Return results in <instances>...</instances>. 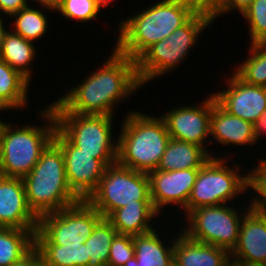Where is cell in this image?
Instances as JSON below:
<instances>
[{"instance_id":"obj_10","label":"cell","mask_w":266,"mask_h":266,"mask_svg":"<svg viewBox=\"0 0 266 266\" xmlns=\"http://www.w3.org/2000/svg\"><path fill=\"white\" fill-rule=\"evenodd\" d=\"M87 201L107 218L114 210L137 201H151L148 173L119 165L107 166L98 187Z\"/></svg>"},{"instance_id":"obj_40","label":"cell","mask_w":266,"mask_h":266,"mask_svg":"<svg viewBox=\"0 0 266 266\" xmlns=\"http://www.w3.org/2000/svg\"><path fill=\"white\" fill-rule=\"evenodd\" d=\"M32 266H45L38 258V255L34 252L32 254Z\"/></svg>"},{"instance_id":"obj_2","label":"cell","mask_w":266,"mask_h":266,"mask_svg":"<svg viewBox=\"0 0 266 266\" xmlns=\"http://www.w3.org/2000/svg\"><path fill=\"white\" fill-rule=\"evenodd\" d=\"M204 0H160L119 23L114 48L136 61L150 46L184 25Z\"/></svg>"},{"instance_id":"obj_42","label":"cell","mask_w":266,"mask_h":266,"mask_svg":"<svg viewBox=\"0 0 266 266\" xmlns=\"http://www.w3.org/2000/svg\"><path fill=\"white\" fill-rule=\"evenodd\" d=\"M16 266H32V255L25 261H23L21 264H18Z\"/></svg>"},{"instance_id":"obj_32","label":"cell","mask_w":266,"mask_h":266,"mask_svg":"<svg viewBox=\"0 0 266 266\" xmlns=\"http://www.w3.org/2000/svg\"><path fill=\"white\" fill-rule=\"evenodd\" d=\"M248 170V190L254 191L255 197L249 199L250 209L261 214H266V167L260 162ZM255 167V168H254ZM258 194V195H257ZM259 197V198H258Z\"/></svg>"},{"instance_id":"obj_23","label":"cell","mask_w":266,"mask_h":266,"mask_svg":"<svg viewBox=\"0 0 266 266\" xmlns=\"http://www.w3.org/2000/svg\"><path fill=\"white\" fill-rule=\"evenodd\" d=\"M37 229L0 228V266L21 264L35 252Z\"/></svg>"},{"instance_id":"obj_30","label":"cell","mask_w":266,"mask_h":266,"mask_svg":"<svg viewBox=\"0 0 266 266\" xmlns=\"http://www.w3.org/2000/svg\"><path fill=\"white\" fill-rule=\"evenodd\" d=\"M101 10L96 0H63L55 12H60L68 20L87 23L95 20Z\"/></svg>"},{"instance_id":"obj_25","label":"cell","mask_w":266,"mask_h":266,"mask_svg":"<svg viewBox=\"0 0 266 266\" xmlns=\"http://www.w3.org/2000/svg\"><path fill=\"white\" fill-rule=\"evenodd\" d=\"M30 81L0 59V109L27 107Z\"/></svg>"},{"instance_id":"obj_28","label":"cell","mask_w":266,"mask_h":266,"mask_svg":"<svg viewBox=\"0 0 266 266\" xmlns=\"http://www.w3.org/2000/svg\"><path fill=\"white\" fill-rule=\"evenodd\" d=\"M118 234L112 224L103 218L94 228L92 235L85 241L89 262L87 266H106L113 239Z\"/></svg>"},{"instance_id":"obj_6","label":"cell","mask_w":266,"mask_h":266,"mask_svg":"<svg viewBox=\"0 0 266 266\" xmlns=\"http://www.w3.org/2000/svg\"><path fill=\"white\" fill-rule=\"evenodd\" d=\"M47 108V109H46ZM39 113L44 125L9 123L0 146V175L23 178L33 169L57 129L51 105ZM45 119V120H44Z\"/></svg>"},{"instance_id":"obj_22","label":"cell","mask_w":266,"mask_h":266,"mask_svg":"<svg viewBox=\"0 0 266 266\" xmlns=\"http://www.w3.org/2000/svg\"><path fill=\"white\" fill-rule=\"evenodd\" d=\"M215 153L193 143L170 139L156 170L200 169Z\"/></svg>"},{"instance_id":"obj_39","label":"cell","mask_w":266,"mask_h":266,"mask_svg":"<svg viewBox=\"0 0 266 266\" xmlns=\"http://www.w3.org/2000/svg\"><path fill=\"white\" fill-rule=\"evenodd\" d=\"M8 123H10V122L1 121V118H0V146H1V143H2V140L4 137L5 130L9 125Z\"/></svg>"},{"instance_id":"obj_20","label":"cell","mask_w":266,"mask_h":266,"mask_svg":"<svg viewBox=\"0 0 266 266\" xmlns=\"http://www.w3.org/2000/svg\"><path fill=\"white\" fill-rule=\"evenodd\" d=\"M158 232L154 229L151 232L133 236L135 256L124 266H174L175 239L171 238L173 241L167 243V240L160 238Z\"/></svg>"},{"instance_id":"obj_26","label":"cell","mask_w":266,"mask_h":266,"mask_svg":"<svg viewBox=\"0 0 266 266\" xmlns=\"http://www.w3.org/2000/svg\"><path fill=\"white\" fill-rule=\"evenodd\" d=\"M35 253L45 266H87L85 243L79 245L35 244Z\"/></svg>"},{"instance_id":"obj_24","label":"cell","mask_w":266,"mask_h":266,"mask_svg":"<svg viewBox=\"0 0 266 266\" xmlns=\"http://www.w3.org/2000/svg\"><path fill=\"white\" fill-rule=\"evenodd\" d=\"M35 46L34 42L24 39L12 30H8L3 38L0 59L31 82L34 73L31 71V64L35 61L37 55ZM30 66L31 68H29Z\"/></svg>"},{"instance_id":"obj_36","label":"cell","mask_w":266,"mask_h":266,"mask_svg":"<svg viewBox=\"0 0 266 266\" xmlns=\"http://www.w3.org/2000/svg\"><path fill=\"white\" fill-rule=\"evenodd\" d=\"M253 132L255 137V142L266 134V111L261 114V116L253 123Z\"/></svg>"},{"instance_id":"obj_5","label":"cell","mask_w":266,"mask_h":266,"mask_svg":"<svg viewBox=\"0 0 266 266\" xmlns=\"http://www.w3.org/2000/svg\"><path fill=\"white\" fill-rule=\"evenodd\" d=\"M214 23L203 5L184 25L167 38L150 46L137 60L136 73L141 86L171 73L186 60L204 29Z\"/></svg>"},{"instance_id":"obj_4","label":"cell","mask_w":266,"mask_h":266,"mask_svg":"<svg viewBox=\"0 0 266 266\" xmlns=\"http://www.w3.org/2000/svg\"><path fill=\"white\" fill-rule=\"evenodd\" d=\"M28 206L39 218L76 204L81 199L67 182L61 148L52 140L23 178Z\"/></svg>"},{"instance_id":"obj_43","label":"cell","mask_w":266,"mask_h":266,"mask_svg":"<svg viewBox=\"0 0 266 266\" xmlns=\"http://www.w3.org/2000/svg\"><path fill=\"white\" fill-rule=\"evenodd\" d=\"M226 266H244L243 264L241 263H238L236 261H233V260H230Z\"/></svg>"},{"instance_id":"obj_15","label":"cell","mask_w":266,"mask_h":266,"mask_svg":"<svg viewBox=\"0 0 266 266\" xmlns=\"http://www.w3.org/2000/svg\"><path fill=\"white\" fill-rule=\"evenodd\" d=\"M224 78L228 88L212 92L216 102L231 115L253 124L266 111V87L245 83L235 73Z\"/></svg>"},{"instance_id":"obj_11","label":"cell","mask_w":266,"mask_h":266,"mask_svg":"<svg viewBox=\"0 0 266 266\" xmlns=\"http://www.w3.org/2000/svg\"><path fill=\"white\" fill-rule=\"evenodd\" d=\"M103 218L87 200H80L74 205L39 217L35 244L65 246L85 243Z\"/></svg>"},{"instance_id":"obj_7","label":"cell","mask_w":266,"mask_h":266,"mask_svg":"<svg viewBox=\"0 0 266 266\" xmlns=\"http://www.w3.org/2000/svg\"><path fill=\"white\" fill-rule=\"evenodd\" d=\"M227 157L231 160L228 155L219 157L215 154L199 169L187 202V213L199 207L223 205L229 202L235 204L233 200L235 197L238 199L237 196L247 193L248 174H243L241 166L237 164L234 168L228 166L230 164L227 163L229 161Z\"/></svg>"},{"instance_id":"obj_44","label":"cell","mask_w":266,"mask_h":266,"mask_svg":"<svg viewBox=\"0 0 266 266\" xmlns=\"http://www.w3.org/2000/svg\"><path fill=\"white\" fill-rule=\"evenodd\" d=\"M256 161H260L266 167V160L264 158Z\"/></svg>"},{"instance_id":"obj_3","label":"cell","mask_w":266,"mask_h":266,"mask_svg":"<svg viewBox=\"0 0 266 266\" xmlns=\"http://www.w3.org/2000/svg\"><path fill=\"white\" fill-rule=\"evenodd\" d=\"M126 114L117 135V163L145 173L156 170L171 139L164 119L133 110Z\"/></svg>"},{"instance_id":"obj_21","label":"cell","mask_w":266,"mask_h":266,"mask_svg":"<svg viewBox=\"0 0 266 266\" xmlns=\"http://www.w3.org/2000/svg\"><path fill=\"white\" fill-rule=\"evenodd\" d=\"M159 214L151 201H137V204H128L114 210L106 219L118 234L136 236L154 230L155 221L151 223V220Z\"/></svg>"},{"instance_id":"obj_38","label":"cell","mask_w":266,"mask_h":266,"mask_svg":"<svg viewBox=\"0 0 266 266\" xmlns=\"http://www.w3.org/2000/svg\"><path fill=\"white\" fill-rule=\"evenodd\" d=\"M5 25H6V23H4V20L0 15V52L2 49V43H3L4 35L8 31L7 28L5 27Z\"/></svg>"},{"instance_id":"obj_12","label":"cell","mask_w":266,"mask_h":266,"mask_svg":"<svg viewBox=\"0 0 266 266\" xmlns=\"http://www.w3.org/2000/svg\"><path fill=\"white\" fill-rule=\"evenodd\" d=\"M53 141L61 148L70 189L81 200H87L98 187L107 166L93 155L81 152L58 128Z\"/></svg>"},{"instance_id":"obj_14","label":"cell","mask_w":266,"mask_h":266,"mask_svg":"<svg viewBox=\"0 0 266 266\" xmlns=\"http://www.w3.org/2000/svg\"><path fill=\"white\" fill-rule=\"evenodd\" d=\"M198 172L199 169L188 168L173 171L153 170L148 173L151 202L154 208L161 213V216L162 209L170 204L171 207L180 208L177 211L182 209L187 214V202Z\"/></svg>"},{"instance_id":"obj_34","label":"cell","mask_w":266,"mask_h":266,"mask_svg":"<svg viewBox=\"0 0 266 266\" xmlns=\"http://www.w3.org/2000/svg\"><path fill=\"white\" fill-rule=\"evenodd\" d=\"M253 0H204V5L207 7L213 21L217 20L218 16L229 14L232 10H238L242 14L251 4Z\"/></svg>"},{"instance_id":"obj_18","label":"cell","mask_w":266,"mask_h":266,"mask_svg":"<svg viewBox=\"0 0 266 266\" xmlns=\"http://www.w3.org/2000/svg\"><path fill=\"white\" fill-rule=\"evenodd\" d=\"M210 137L220 146L223 145L222 147L237 145L241 148L248 145L255 148L256 146L253 124L228 113L216 102L213 94Z\"/></svg>"},{"instance_id":"obj_1","label":"cell","mask_w":266,"mask_h":266,"mask_svg":"<svg viewBox=\"0 0 266 266\" xmlns=\"http://www.w3.org/2000/svg\"><path fill=\"white\" fill-rule=\"evenodd\" d=\"M112 51L99 69L50 103L54 113L114 116L118 103L126 101L142 87L136 61L115 48Z\"/></svg>"},{"instance_id":"obj_31","label":"cell","mask_w":266,"mask_h":266,"mask_svg":"<svg viewBox=\"0 0 266 266\" xmlns=\"http://www.w3.org/2000/svg\"><path fill=\"white\" fill-rule=\"evenodd\" d=\"M241 15L249 23L250 44L266 42V0H253Z\"/></svg>"},{"instance_id":"obj_19","label":"cell","mask_w":266,"mask_h":266,"mask_svg":"<svg viewBox=\"0 0 266 266\" xmlns=\"http://www.w3.org/2000/svg\"><path fill=\"white\" fill-rule=\"evenodd\" d=\"M173 237L174 266H226L231 260L228 250L195 241L181 230L176 235L173 234Z\"/></svg>"},{"instance_id":"obj_9","label":"cell","mask_w":266,"mask_h":266,"mask_svg":"<svg viewBox=\"0 0 266 266\" xmlns=\"http://www.w3.org/2000/svg\"><path fill=\"white\" fill-rule=\"evenodd\" d=\"M244 208L243 211L231 204L199 207L184 214L187 225L183 228L179 226V230L195 241L221 247L231 253L237 246L241 221L250 206Z\"/></svg>"},{"instance_id":"obj_35","label":"cell","mask_w":266,"mask_h":266,"mask_svg":"<svg viewBox=\"0 0 266 266\" xmlns=\"http://www.w3.org/2000/svg\"><path fill=\"white\" fill-rule=\"evenodd\" d=\"M30 0H0V14H6L8 18L21 9L26 8Z\"/></svg>"},{"instance_id":"obj_13","label":"cell","mask_w":266,"mask_h":266,"mask_svg":"<svg viewBox=\"0 0 266 266\" xmlns=\"http://www.w3.org/2000/svg\"><path fill=\"white\" fill-rule=\"evenodd\" d=\"M207 97L201 101L202 104H197V106H178L160 114L166 123L171 139L193 143L204 149L213 143L208 138L210 137L212 93Z\"/></svg>"},{"instance_id":"obj_27","label":"cell","mask_w":266,"mask_h":266,"mask_svg":"<svg viewBox=\"0 0 266 266\" xmlns=\"http://www.w3.org/2000/svg\"><path fill=\"white\" fill-rule=\"evenodd\" d=\"M247 53L250 55L231 72L245 83L266 87V42L250 44Z\"/></svg>"},{"instance_id":"obj_37","label":"cell","mask_w":266,"mask_h":266,"mask_svg":"<svg viewBox=\"0 0 266 266\" xmlns=\"http://www.w3.org/2000/svg\"><path fill=\"white\" fill-rule=\"evenodd\" d=\"M31 2L39 3L44 9H46L49 13L50 11L57 9V7L63 2V0H30Z\"/></svg>"},{"instance_id":"obj_17","label":"cell","mask_w":266,"mask_h":266,"mask_svg":"<svg viewBox=\"0 0 266 266\" xmlns=\"http://www.w3.org/2000/svg\"><path fill=\"white\" fill-rule=\"evenodd\" d=\"M230 254L238 263H266V214L250 209L243 216L237 246Z\"/></svg>"},{"instance_id":"obj_41","label":"cell","mask_w":266,"mask_h":266,"mask_svg":"<svg viewBox=\"0 0 266 266\" xmlns=\"http://www.w3.org/2000/svg\"><path fill=\"white\" fill-rule=\"evenodd\" d=\"M112 1L113 0H96L97 4L104 9L107 8L110 4H112Z\"/></svg>"},{"instance_id":"obj_33","label":"cell","mask_w":266,"mask_h":266,"mask_svg":"<svg viewBox=\"0 0 266 266\" xmlns=\"http://www.w3.org/2000/svg\"><path fill=\"white\" fill-rule=\"evenodd\" d=\"M134 256L133 236L117 234L112 241L106 266H124Z\"/></svg>"},{"instance_id":"obj_29","label":"cell","mask_w":266,"mask_h":266,"mask_svg":"<svg viewBox=\"0 0 266 266\" xmlns=\"http://www.w3.org/2000/svg\"><path fill=\"white\" fill-rule=\"evenodd\" d=\"M46 16L47 14L45 15L39 7L33 8L28 5L10 16L11 19L15 20L12 30L15 29L12 32L21 35L26 40L37 42L44 37V34L48 33V18Z\"/></svg>"},{"instance_id":"obj_8","label":"cell","mask_w":266,"mask_h":266,"mask_svg":"<svg viewBox=\"0 0 266 266\" xmlns=\"http://www.w3.org/2000/svg\"><path fill=\"white\" fill-rule=\"evenodd\" d=\"M54 115L57 128L81 152L93 155V158L101 160L106 166L117 162L118 141L113 137V116L72 113Z\"/></svg>"},{"instance_id":"obj_16","label":"cell","mask_w":266,"mask_h":266,"mask_svg":"<svg viewBox=\"0 0 266 266\" xmlns=\"http://www.w3.org/2000/svg\"><path fill=\"white\" fill-rule=\"evenodd\" d=\"M38 220L28 206L23 179L0 175V228L37 229Z\"/></svg>"}]
</instances>
